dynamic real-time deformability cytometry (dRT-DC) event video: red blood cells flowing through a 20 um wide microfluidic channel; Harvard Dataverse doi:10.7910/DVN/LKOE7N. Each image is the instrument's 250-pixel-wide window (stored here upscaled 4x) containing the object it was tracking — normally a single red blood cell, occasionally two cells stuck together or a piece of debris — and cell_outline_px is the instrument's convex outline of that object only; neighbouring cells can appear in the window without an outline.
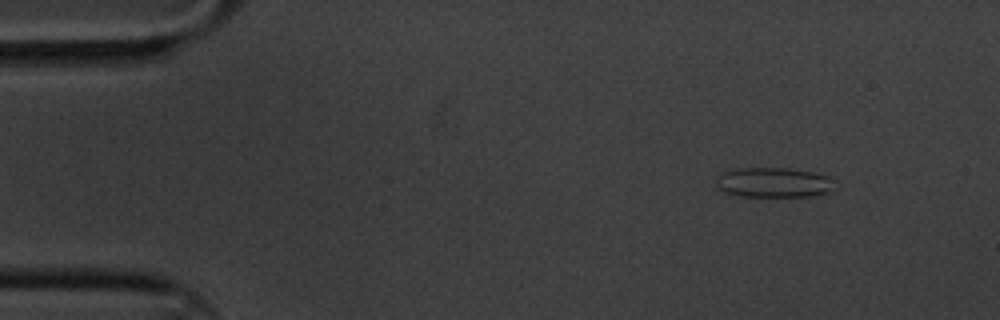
{"species": "common noctule bat (a hibernating species)", "species_latin": "Nyctalus noctula", "temperature_condition": "cold", "stored_images_in_passage": 3, "camera_frame_rate_fps": 3000, "um_per_image_px": 0.085, "animal": {"sex": "male", "body_mass_g": 20.1, "forearm_length_mm": 53.5}, "frame": {"image": 1, "passage_image": 1, "time_ms": 0.0, "image_size_px": [1000, 320], "cell_outline_px": [[828, 192], [812, 196], [744, 196], [724, 192], [716, 188], [716, 180], [720, 172], [736, 168], [788, 168], [812, 172], [824, 176], [828, 188]], "centroid_in_image_um": [65.55, 15.5], "position_along_channel_um": 19.4, "area_um2": 20.06}}
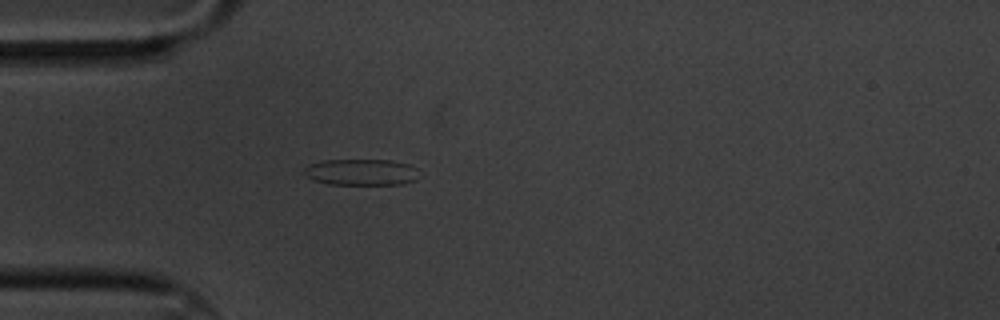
{"frame": {"image": 2, "passage_image": 3, "time_ms": 0.667, "image_size_px": [1000, 320], "cell_outline_px": [[416, 180], [404, 184], [328, 184], [312, 180], [304, 172], [304, 168], [308, 164], [324, 160], [392, 160], [408, 164], [416, 168]], "centroid_in_image_um": [30.68, 14.63], "position_along_channel_um": 54.3, "area_um2": 17.57}}